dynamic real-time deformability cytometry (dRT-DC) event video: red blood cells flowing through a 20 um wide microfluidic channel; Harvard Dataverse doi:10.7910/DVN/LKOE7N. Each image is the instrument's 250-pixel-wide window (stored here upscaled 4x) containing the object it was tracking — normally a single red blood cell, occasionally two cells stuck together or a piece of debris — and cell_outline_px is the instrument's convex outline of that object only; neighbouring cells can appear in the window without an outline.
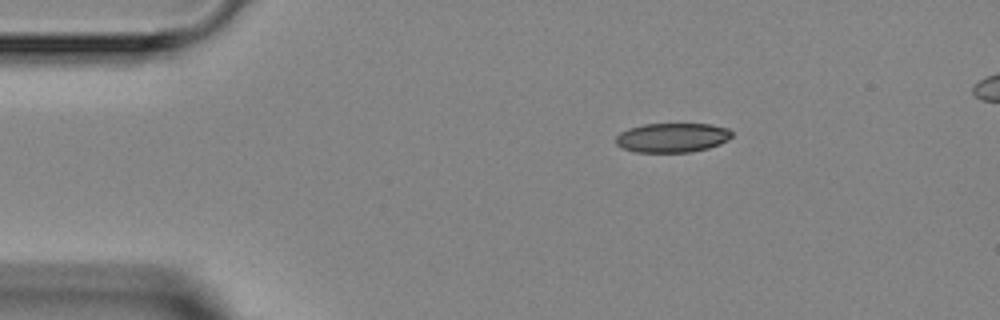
{"species": "Egyptian fruit bat (a non-hibernating species)", "species_latin": "Rousettus aegyptiacus", "temperature_condition": "room temperature", "stored_images_in_passage": 2, "camera_frame_rate_fps": 3000, "um_per_image_px": 0.085, "animal": {"sex": "female"}, "frame": {"image": 1, "passage_image": 2, "time_ms": 1.667, "image_size_px": [1000, 320], "cell_outline_px": [[732, 136], [728, 140], [720, 144], [708, 148], [692, 152], [636, 152], [624, 148], [616, 144], [616, 136], [620, 132], [628, 128], [644, 124], [712, 124], [728, 128], [732, 132]], "centroid_in_image_um": [57.16, 11.69], "position_along_channel_um": 27.8, "area_um2": 19.94}}